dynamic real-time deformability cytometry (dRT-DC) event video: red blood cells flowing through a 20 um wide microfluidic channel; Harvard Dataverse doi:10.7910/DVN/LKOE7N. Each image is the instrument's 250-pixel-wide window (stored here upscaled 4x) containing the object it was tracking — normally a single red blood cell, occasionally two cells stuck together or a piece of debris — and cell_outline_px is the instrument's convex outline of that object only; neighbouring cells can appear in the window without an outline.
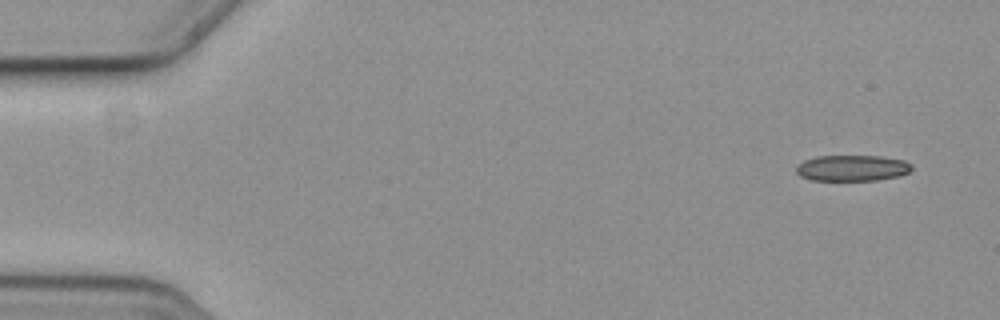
{"species": "common noctule bat (a hibernating species)", "species_latin": "Nyctalus noctula", "temperature_condition": "cold", "stored_images_in_passage": 4, "camera_frame_rate_fps": 3000, "um_per_image_px": 0.085, "animal": {"sex": "female", "body_mass_g": 19.3, "forearm_length_mm": 54.1}, "frame": {"image": 1, "passage_image": 1, "time_ms": 0.0, "image_size_px": [1000, 320], "cell_outline_px": [[912, 168], [908, 172], [896, 176], [876, 180], [812, 180], [800, 176], [796, 172], [796, 168], [804, 160], [816, 156], [880, 156], [904, 160], [912, 164]], "centroid_in_image_um": [72.43, 14.28], "position_along_channel_um": 12.6, "area_um2": 17.34}}
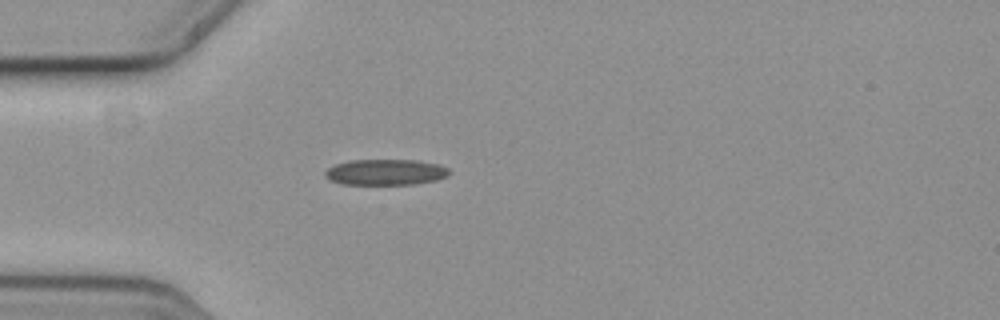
{"frame": {"image": 2, "passage_image": 4, "time_ms": 1.0, "image_size_px": [1000, 320], "cell_outline_px": [[448, 176], [436, 180], [412, 184], [344, 184], [332, 180], [324, 176], [324, 172], [328, 168], [336, 164], [348, 160], [420, 160], [440, 164], [448, 168]], "centroid_in_image_um": [32.79, 14.62], "position_along_channel_um": 52.2, "area_um2": 18.67}}